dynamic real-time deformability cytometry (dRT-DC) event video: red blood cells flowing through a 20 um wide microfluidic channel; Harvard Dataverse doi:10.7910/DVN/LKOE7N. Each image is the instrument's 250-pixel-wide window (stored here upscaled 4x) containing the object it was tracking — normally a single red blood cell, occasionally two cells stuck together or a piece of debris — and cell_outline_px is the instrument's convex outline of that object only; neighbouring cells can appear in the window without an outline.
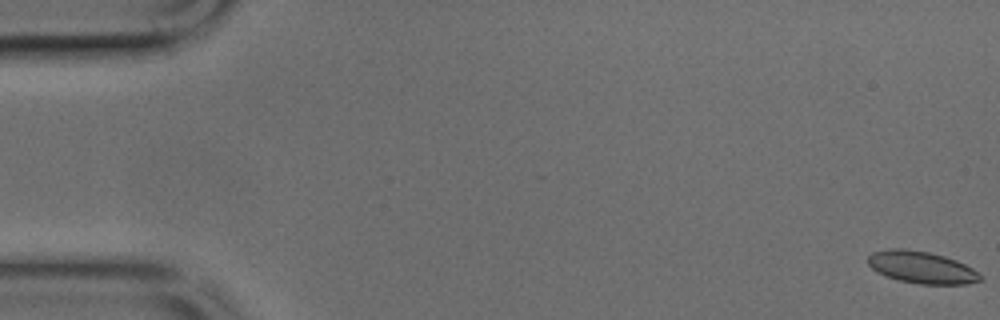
{"species": "common noctule bat (a hibernating species)", "species_latin": "Nyctalus noctula", "temperature_condition": "cold", "stored_images_in_passage": 49, "camera_frame_rate_fps": 3000, "um_per_image_px": 0.085, "animal": {"sex": "male", "body_mass_g": 17.9, "forearm_length_mm": 54.2}, "frame": {"image": 1, "passage_image": 1, "time_ms": 0.0, "image_size_px": [1000, 320], "cell_outline_px": [[980, 280], [964, 284], [924, 284], [900, 280], [888, 276], [872, 268], [868, 264], [868, 256], [876, 252], [928, 252], [956, 260], [972, 268], [980, 276]], "centroid_in_image_um": [78.41, 22.78], "position_along_channel_um": 6.6, "area_um2": 19.42}}
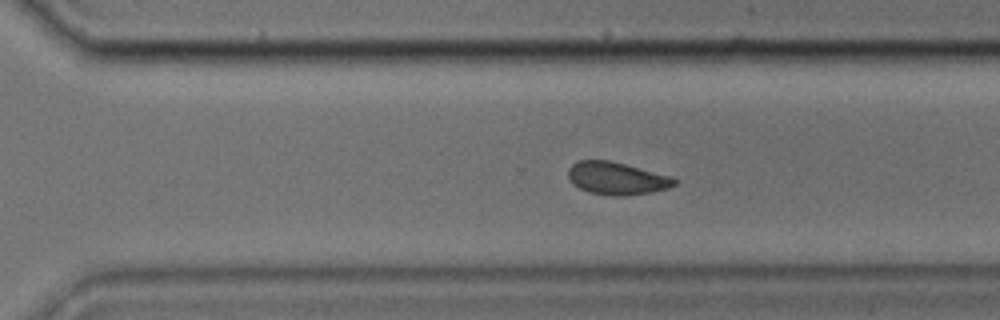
{"frame": {"image": 2, "passage_image": 34, "time_ms": 11.0, "image_size_px": [1000, 320], "cell_outline_px": [[676, 184], [668, 188], [648, 192], [592, 192], [580, 188], [568, 176], [568, 168], [572, 164], [580, 160], [608, 160], [624, 164], [668, 176], [676, 180]], "centroid_in_image_um": [52.38, 15.09], "position_along_channel_um": 318.2, "area_um2": 18.55}}
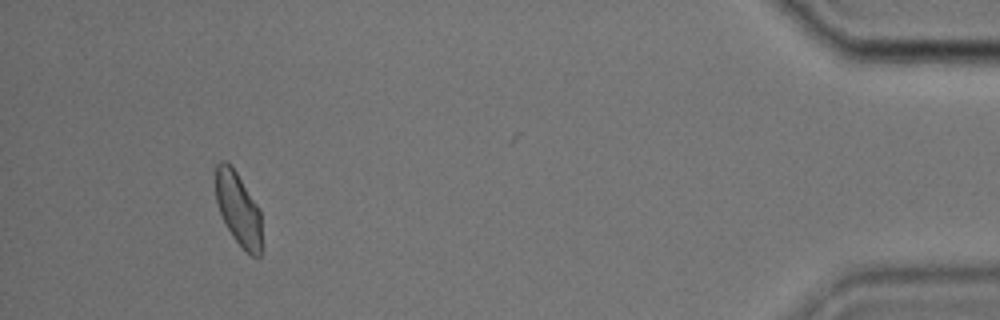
{"frame": {"image": 3, "passage_image": 46, "time_ms": 15.0, "image_size_px": [1000, 320], "cell_outline_px": [[260, 256], [252, 256], [236, 240], [228, 228], [220, 212], [216, 200], [216, 164], [220, 160], [224, 160], [236, 172], [256, 204], [260, 212]], "centroid_in_image_um": [20.23, 17.72], "position_along_channel_um": 415.0, "area_um2": 18.79}}